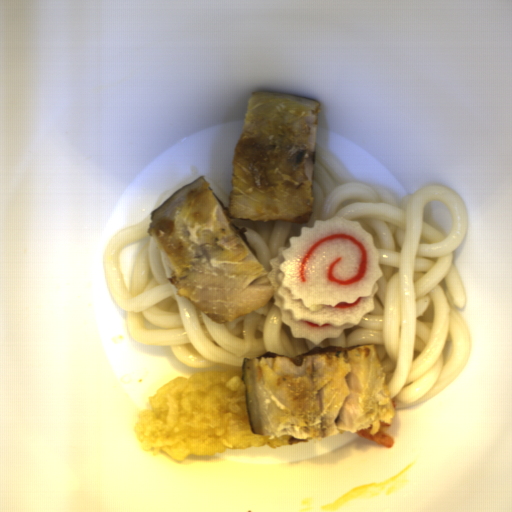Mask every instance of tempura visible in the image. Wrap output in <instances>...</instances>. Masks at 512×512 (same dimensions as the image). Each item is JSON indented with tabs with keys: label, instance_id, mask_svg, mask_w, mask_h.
I'll list each match as a JSON object with an SVG mask.
<instances>
[{
	"label": "tempura",
	"instance_id": "1",
	"mask_svg": "<svg viewBox=\"0 0 512 512\" xmlns=\"http://www.w3.org/2000/svg\"><path fill=\"white\" fill-rule=\"evenodd\" d=\"M149 402V409L138 415L135 437L146 451L165 452L177 461L312 440L253 434L241 366L178 376L149 396Z\"/></svg>",
	"mask_w": 512,
	"mask_h": 512
},
{
	"label": "tempura",
	"instance_id": "2",
	"mask_svg": "<svg viewBox=\"0 0 512 512\" xmlns=\"http://www.w3.org/2000/svg\"><path fill=\"white\" fill-rule=\"evenodd\" d=\"M390 424L380 421V427L375 433H371L372 427L365 428L359 432H354L360 437L367 439L373 443L381 446L392 448L395 444L394 439L387 433V428Z\"/></svg>",
	"mask_w": 512,
	"mask_h": 512
}]
</instances>
